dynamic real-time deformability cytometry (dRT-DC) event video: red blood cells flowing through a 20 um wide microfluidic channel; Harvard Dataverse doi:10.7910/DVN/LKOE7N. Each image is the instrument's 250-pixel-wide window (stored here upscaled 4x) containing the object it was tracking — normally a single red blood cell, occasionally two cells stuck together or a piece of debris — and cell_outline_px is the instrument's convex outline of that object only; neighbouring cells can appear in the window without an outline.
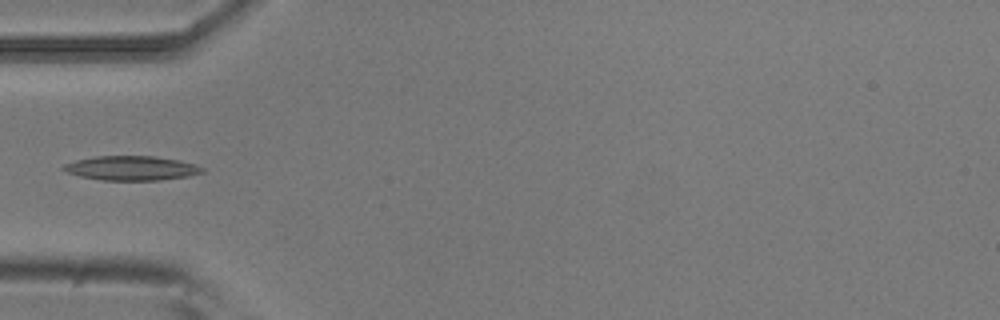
{"species": "common noctule bat (a hibernating species)", "species_latin": "Nyctalus noctula", "temperature_condition": "room temperature", "stored_images_in_passage": 5, "camera_frame_rate_fps": 3000, "um_per_image_px": 0.085, "animal": {"sex": "male", "body_mass_g": 20.5, "forearm_length_mm": 52.5}, "frame": {"image": 1, "passage_image": 5, "time_ms": 1.333, "image_size_px": [1000, 320], "cell_outline_px": [[204, 172], [188, 176], [160, 180], [100, 180], [80, 176], [68, 172], [60, 168], [64, 164], [76, 160], [96, 156], [156, 156], [180, 160], [196, 164], [204, 168]], "centroid_in_image_um": [11.19, 14.29], "position_along_channel_um": 73.8, "area_um2": 19.77}}